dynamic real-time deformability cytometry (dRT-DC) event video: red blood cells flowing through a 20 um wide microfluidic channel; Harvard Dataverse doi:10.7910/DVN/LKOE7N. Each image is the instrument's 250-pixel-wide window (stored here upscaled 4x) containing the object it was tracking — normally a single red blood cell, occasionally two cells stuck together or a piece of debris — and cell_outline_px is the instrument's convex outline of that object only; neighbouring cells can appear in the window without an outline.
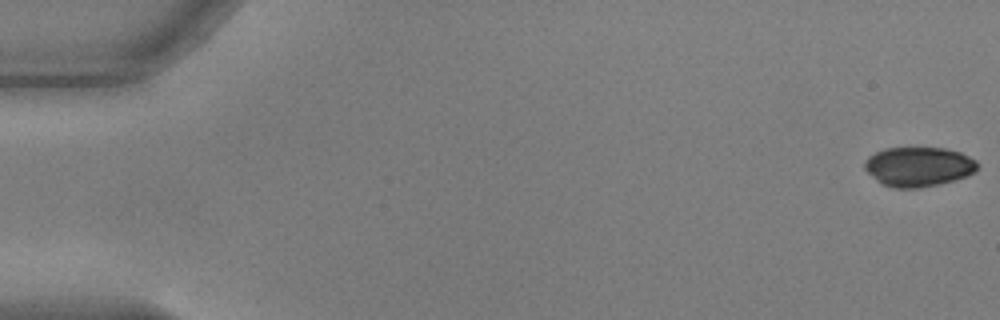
{"species": "common noctule bat (a hibernating species)", "species_latin": "Nyctalus noctula", "temperature_condition": "warm", "stored_images_in_passage": 55, "camera_frame_rate_fps": 3000, "um_per_image_px": 0.085, "animal": {"sex": "male", "body_mass_g": 17.9, "forearm_length_mm": 54.2}, "frame": {"image": 1, "passage_image": 1, "time_ms": 0.0, "image_size_px": [1000, 320], "cell_outline_px": [[976, 172], [968, 176], [956, 180], [920, 188], [896, 188], [884, 184], [876, 180], [864, 168], [864, 160], [868, 156], [884, 148], [944, 148], [960, 152], [976, 160]], "centroid_in_image_um": [78.07, 14.17], "position_along_channel_um": 6.9, "area_um2": 26.01}}
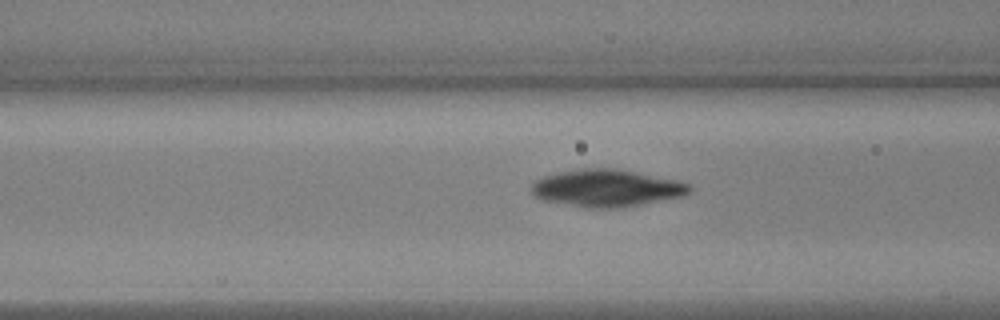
{"frame": {"image": 2, "passage_image": 22, "time_ms": 7.0, "image_size_px": [1000, 320], "cell_outline_px": [[692, 188], [684, 196], [616, 208], [588, 208], [544, 200], [536, 196], [528, 188], [536, 180], [544, 176], [560, 172], [580, 168], [616, 168], [676, 180], [688, 184]], "centroid_in_image_um": [51.53, 15.98], "position_along_channel_um": 115.1, "area_um2": 33.93}}
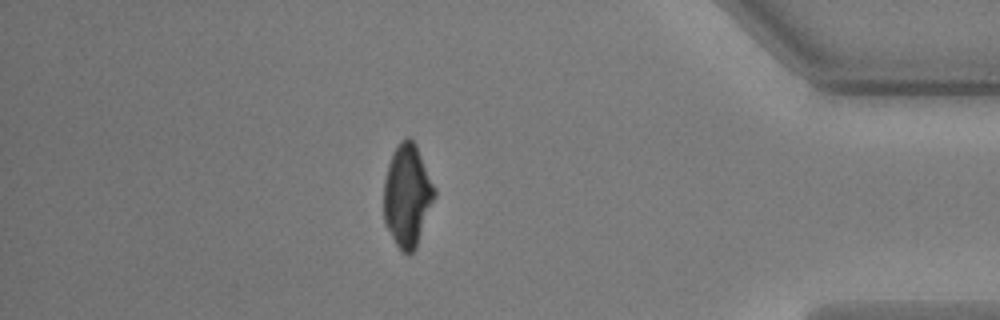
{"frame": {"image": 3, "passage_image": 48, "time_ms": 15.667, "image_size_px": [1000, 320], "cell_outline_px": [[436, 196], [416, 248], [408, 256], [400, 252], [384, 224], [384, 180], [388, 164], [400, 140], [408, 136], [416, 144], [436, 188]], "centroid_in_image_um": [34.63, 16.66], "position_along_channel_um": 400.6, "area_um2": 30.63}}